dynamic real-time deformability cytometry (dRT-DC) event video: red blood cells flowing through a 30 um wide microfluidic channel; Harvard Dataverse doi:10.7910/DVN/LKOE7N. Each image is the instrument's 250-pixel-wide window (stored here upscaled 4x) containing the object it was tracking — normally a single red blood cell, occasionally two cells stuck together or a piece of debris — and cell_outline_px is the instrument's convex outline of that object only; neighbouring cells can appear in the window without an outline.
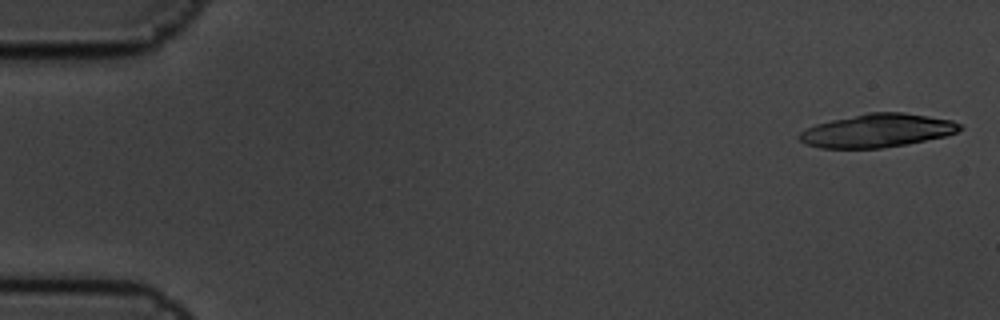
{"species": "common noctule bat (a hibernating species)", "species_latin": "Nyctalus noctula", "temperature_condition": "cold", "stored_images_in_passage": 53, "camera_frame_rate_fps": 3000, "um_per_image_px": 0.085, "animal": {"sex": "male", "body_mass_g": 19.5, "forearm_length_mm": 54.6}, "frame": {"image": 1, "passage_image": 1, "time_ms": 0.0, "image_size_px": [1000, 320], "cell_outline_px": [[964, 128], [956, 132], [944, 136], [904, 144], [880, 148], [820, 148], [804, 144], [796, 136], [800, 132], [816, 124], [832, 120], [868, 112], [904, 112], [952, 120], [960, 124]], "centroid_in_image_um": [74.54, 11.1], "position_along_channel_um": 10.5, "area_um2": 31.04}}
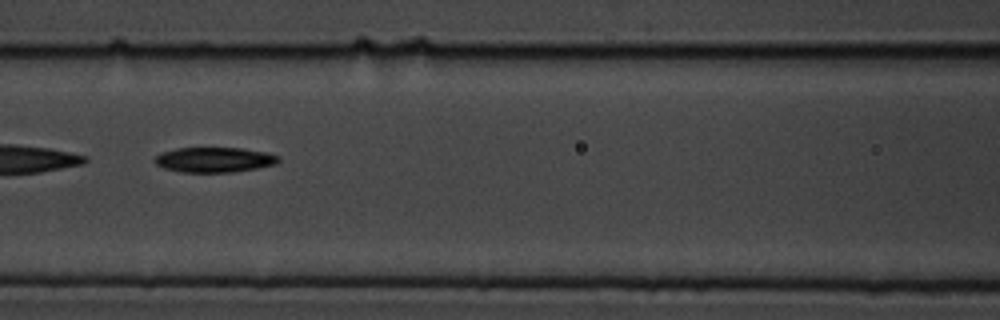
{"frame": {"image": 2, "passage_image": 24, "time_ms": 7.667, "image_size_px": [1000, 320], "cell_outline_px": [[280, 160], [276, 164], [256, 168], [232, 172], [180, 172], [164, 168], [156, 164], [152, 160], [160, 152], [176, 148], [244, 148], [264, 152], [280, 156]], "centroid_in_image_um": [18.19, 13.57], "position_along_channel_um": 148.4, "area_um2": 18.15}}
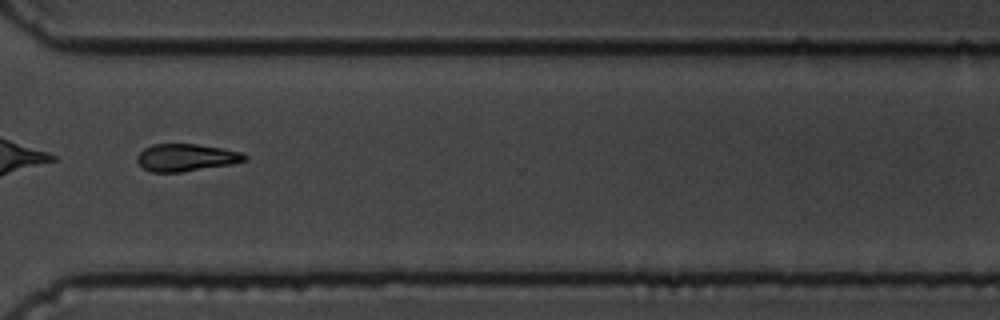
{"frame": {"image": 3, "passage_image": 41, "time_ms": 13.333, "image_size_px": [1000, 320], "cell_outline_px": [[248, 160], [232, 164], [180, 172], [152, 172], [144, 168], [136, 160], [140, 152], [144, 148], [152, 144], [196, 144], [224, 148], [244, 152], [248, 156]], "centroid_in_image_um": [15.88, 13.38], "position_along_channel_um": 354.7, "area_um2": 17.22}, "authors_computed_cell_mechanics": {"area_um2": 18.5538, "velocity_mm_per_s": 3.6469, "shape_relaxation_time_tau1_ms": 3.017, "shape_relaxation_time_tau2_ms": null, "deformation_change_tau1": 0.1103, "deformation_change_tau2": null}}